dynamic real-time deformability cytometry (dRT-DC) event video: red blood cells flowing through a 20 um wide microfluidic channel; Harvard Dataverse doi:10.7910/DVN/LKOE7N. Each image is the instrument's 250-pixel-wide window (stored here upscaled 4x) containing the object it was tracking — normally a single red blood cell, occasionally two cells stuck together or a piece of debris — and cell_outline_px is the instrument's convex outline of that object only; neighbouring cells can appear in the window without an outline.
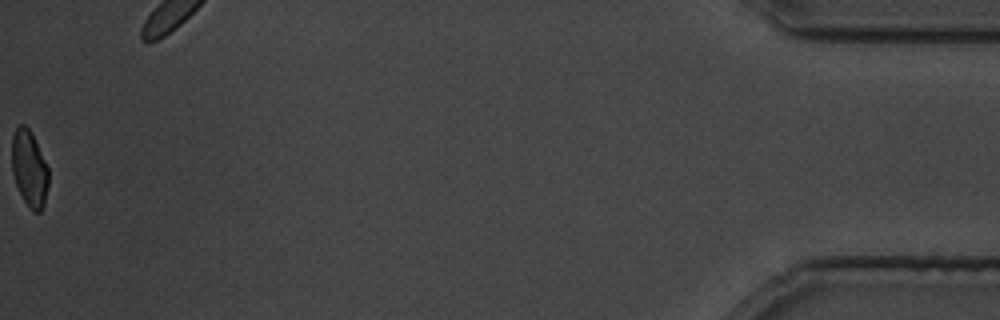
{"species": "common noctule bat (a hibernating species)", "species_latin": "Nyctalus noctula", "temperature_condition": "cold", "stored_images_in_passage": 32, "camera_frame_rate_fps": 3000, "um_per_image_px": 0.085, "animal": {"sex": "male", "body_mass_g": 19.5, "forearm_length_mm": 54.6}, "frame": {"image": 1, "passage_image": 32, "time_ms": 38.333, "image_size_px": [1000, 320], "cell_outline_px": [[48, 188], [44, 204], [40, 212], [32, 212], [24, 200], [16, 184], [12, 172], [12, 136], [16, 128], [20, 124], [24, 124], [32, 132], [48, 168]], "centroid_in_image_um": [2.49, 14.32], "position_along_channel_um": 432.7, "area_um2": 16.3}}